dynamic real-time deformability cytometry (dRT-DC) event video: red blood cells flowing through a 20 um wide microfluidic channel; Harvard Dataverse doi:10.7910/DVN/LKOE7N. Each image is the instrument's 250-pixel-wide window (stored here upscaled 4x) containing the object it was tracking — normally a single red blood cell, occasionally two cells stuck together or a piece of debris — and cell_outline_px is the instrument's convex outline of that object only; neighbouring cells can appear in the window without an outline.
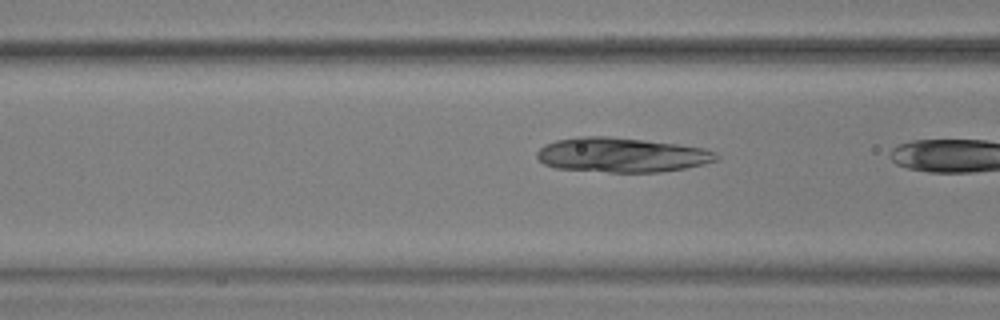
{"species": "common noctule bat (a hibernating species)", "species_latin": "Nyctalus noctula", "temperature_condition": "warm", "stored_images_in_passage": 14, "camera_frame_rate_fps": 3000, "um_per_image_px": 0.085, "animal": {"sex": "male", "body_mass_g": 17.9, "forearm_length_mm": 54.2}, "frame": {"image": 1, "passage_image": 13, "time_ms": 4.0, "image_size_px": [1000, 320], "cell_outline_px": [[720, 156], [716, 160], [704, 164], [684, 168], [660, 172], [608, 172], [556, 168], [544, 164], [536, 156], [536, 152], [544, 144], [556, 140], [576, 136], [608, 136], [644, 140], [676, 144], [704, 148], [716, 152]], "centroid_in_image_um": [52.81, 13.16], "position_along_channel_um": 113.8, "area_um2": 36.24}}